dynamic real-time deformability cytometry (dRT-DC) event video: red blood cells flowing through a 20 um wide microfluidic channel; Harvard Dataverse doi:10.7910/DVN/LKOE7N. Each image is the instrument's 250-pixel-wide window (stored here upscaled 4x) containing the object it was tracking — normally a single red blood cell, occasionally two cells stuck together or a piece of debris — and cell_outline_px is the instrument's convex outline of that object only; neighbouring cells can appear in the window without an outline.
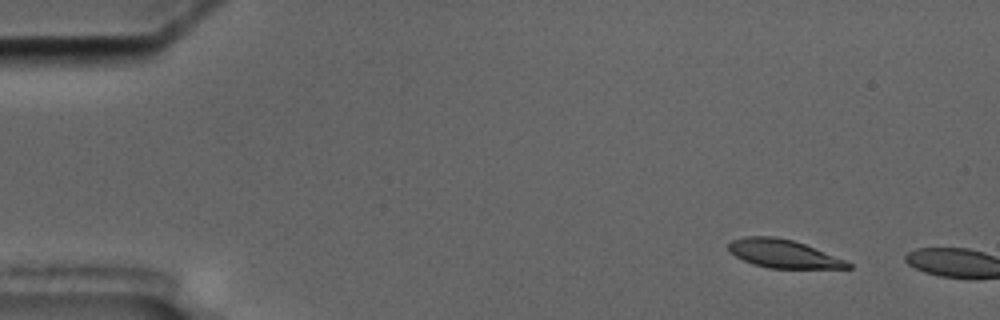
{"species": "common noctule bat (a hibernating species)", "species_latin": "Nyctalus noctula", "temperature_condition": "cold", "stored_images_in_passage": 2, "camera_frame_rate_fps": 3000, "um_per_image_px": 0.085, "animal": {"sex": "male", "body_mass_g": 17.5, "forearm_length_mm": 52.3}, "frame": {"image": 1, "passage_image": 1, "time_ms": 0.0, "image_size_px": [1000, 320], "cell_outline_px": [[852, 268], [768, 268], [752, 264], [728, 252], [728, 244], [732, 240], [744, 236], [776, 236], [792, 240], [804, 244], [844, 260], [852, 264]], "centroid_in_image_um": [66.52, 21.56], "position_along_channel_um": 18.5, "area_um2": 19.48}}